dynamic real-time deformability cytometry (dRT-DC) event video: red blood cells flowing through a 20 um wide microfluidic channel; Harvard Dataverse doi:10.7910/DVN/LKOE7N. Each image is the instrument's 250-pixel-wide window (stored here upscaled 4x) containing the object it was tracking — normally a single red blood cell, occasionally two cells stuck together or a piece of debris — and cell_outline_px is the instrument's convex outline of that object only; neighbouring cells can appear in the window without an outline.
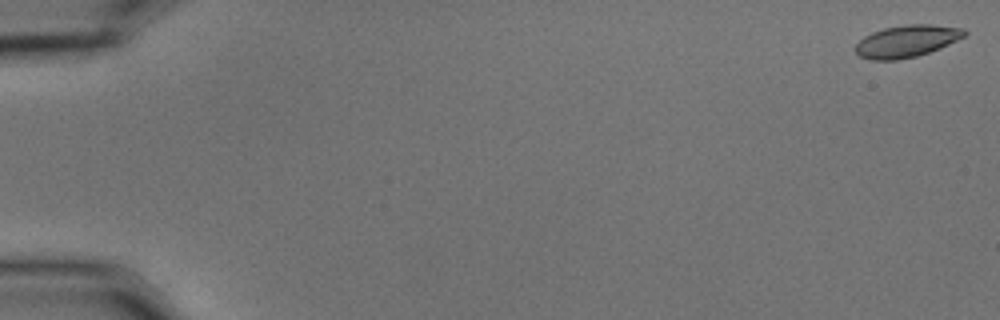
{"species": "common noctule bat (a hibernating species)", "species_latin": "Nyctalus noctula", "temperature_condition": "cold", "stored_images_in_passage": 58, "camera_frame_rate_fps": 3000, "um_per_image_px": 0.085, "animal": {"sex": "male", "body_mass_g": 15.6}, "frame": {"image": 1, "passage_image": 1, "time_ms": 0.0, "image_size_px": [1000, 320], "cell_outline_px": [[968, 32], [964, 36], [940, 48], [916, 56], [896, 60], [872, 60], [860, 56], [856, 52], [856, 44], [864, 36], [872, 32], [884, 28], [904, 24], [928, 24], [964, 28]], "centroid_in_image_um": [77.07, 3.49], "position_along_channel_um": 7.9, "area_um2": 20.23}}
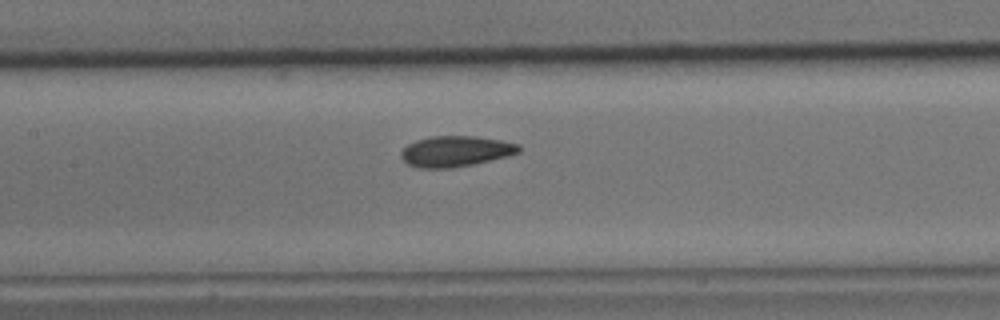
{"frame": {"image": 2, "passage_image": 28, "time_ms": 9.0, "image_size_px": [1000, 320], "cell_outline_px": [[520, 152], [508, 156], [472, 164], [452, 168], [420, 168], [408, 164], [400, 156], [400, 152], [408, 144], [416, 140], [428, 136], [476, 136], [500, 140], [520, 144]], "centroid_in_image_um": [38.72, 12.85], "position_along_channel_um": 168.7, "area_um2": 21.1}}
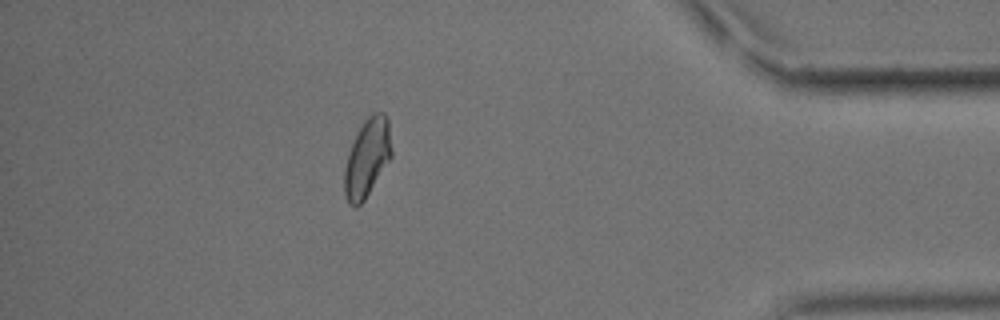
{"frame": {"image": 3, "passage_image": 51, "time_ms": 16.667, "image_size_px": [1000, 320], "cell_outline_px": [[392, 156], [364, 200], [356, 208], [348, 204], [344, 196], [344, 168], [348, 152], [364, 120], [368, 116], [376, 112], [384, 112], [388, 120], [392, 152]], "centroid_in_image_um": [31.19, 13.44], "position_along_channel_um": 404.0, "area_um2": 21.39}, "authors_computed_cell_mechanics": {"area_um2": 20.6635, "velocity_mm_per_s": 3.5485, "shape_relaxation_time_tau1_ms": 7.0499, "shape_relaxation_time_tau2_ms": 2.2486, "deformation_change_tau1": 0.1408, "deformation_change_tau2": 0.061}}